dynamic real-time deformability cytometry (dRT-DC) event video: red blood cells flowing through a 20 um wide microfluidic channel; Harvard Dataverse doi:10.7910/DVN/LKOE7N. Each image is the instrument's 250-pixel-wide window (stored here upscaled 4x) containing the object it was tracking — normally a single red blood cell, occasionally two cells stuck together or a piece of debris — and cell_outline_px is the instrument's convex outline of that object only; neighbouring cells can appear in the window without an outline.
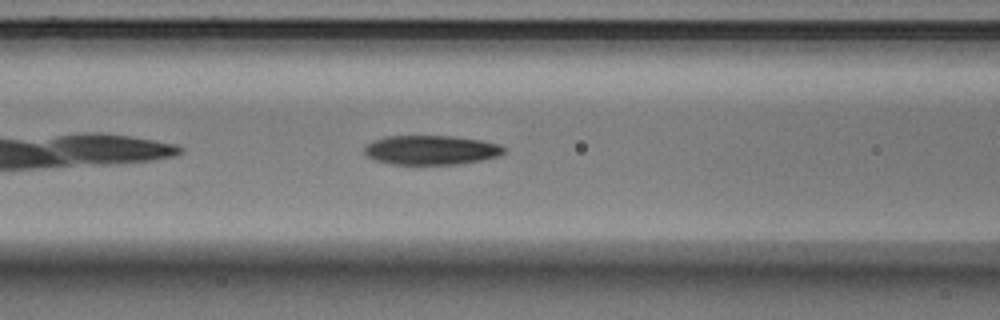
{"species": "Egyptian fruit bat (a non-hibernating species)", "species_latin": "Rousettus aegyptiacus", "temperature_condition": "warm", "stored_images_in_passage": 30, "camera_frame_rate_fps": 3000, "um_per_image_px": 0.085, "animal": {"sex": "male"}, "frame": {"image": 1, "passage_image": 7, "time_ms": 2.0, "image_size_px": [1000, 320], "cell_outline_px": [[508, 148], [500, 156], [484, 160], [460, 164], [392, 164], [376, 160], [368, 156], [364, 152], [364, 148], [368, 144], [384, 136], [452, 136], [480, 140], [500, 144]], "centroid_in_image_um": [36.71, 12.75], "position_along_channel_um": 129.9, "area_um2": 23.93}}
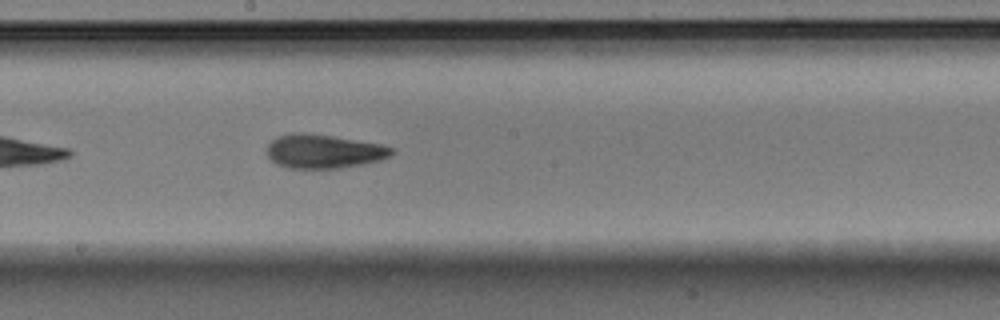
{"frame": {"image": 2, "passage_image": 14, "time_ms": 4.333, "image_size_px": [1000, 320], "cell_outline_px": [[396, 152], [380, 160], [364, 164], [340, 168], [288, 168], [276, 164], [268, 156], [268, 144], [276, 136], [296, 132], [308, 132], [380, 144], [396, 148]], "centroid_in_image_um": [27.52, 12.86], "position_along_channel_um": 220.7, "area_um2": 24.74}}
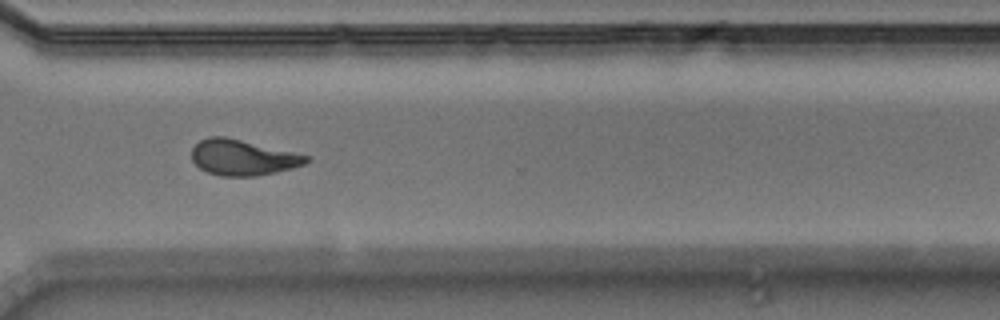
{"frame": {"image": 3, "passage_image": 24, "time_ms": 7.667, "image_size_px": [1000, 320], "cell_outline_px": [[308, 160], [304, 164], [292, 168], [256, 176], [220, 176], [208, 172], [200, 168], [192, 160], [192, 148], [200, 140], [208, 136], [224, 136], [292, 152], [308, 156]], "centroid_in_image_um": [20.58, 13.39], "position_along_channel_um": 350.0, "area_um2": 23.41}}